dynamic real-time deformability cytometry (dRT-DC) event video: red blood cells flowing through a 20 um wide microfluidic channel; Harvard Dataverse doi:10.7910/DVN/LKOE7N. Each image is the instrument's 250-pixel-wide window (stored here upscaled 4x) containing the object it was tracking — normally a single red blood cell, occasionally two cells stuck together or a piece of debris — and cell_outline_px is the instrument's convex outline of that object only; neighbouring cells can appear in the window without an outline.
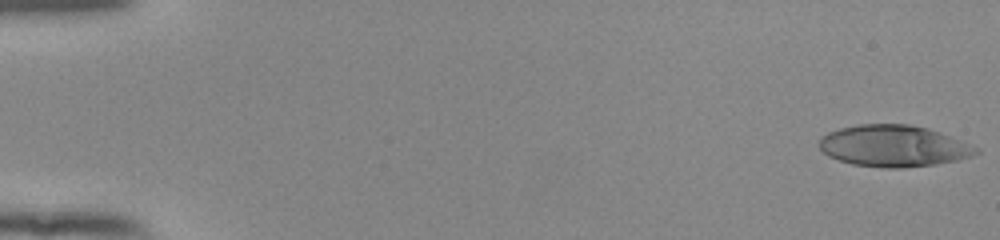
{"species": "human", "species_latin": "Homo sapiens", "temperature_condition": "room temperature", "stored_images_in_passage": 53, "camera_frame_rate_fps": 3000, "um_per_image_px": 0.085, "donor": {"sex": "female"}, "frame": {"image": 1, "passage_image": 1, "time_ms": 0.0, "image_size_px": [1000, 240], "cell_outline_px": [[980, 152], [972, 156], [960, 160], [936, 164], [900, 168], [888, 168], [852, 164], [828, 156], [820, 148], [820, 136], [828, 132], [840, 128], [860, 124], [908, 124], [928, 128], [940, 132], [972, 144], [980, 148]], "centroid_in_image_um": [76.0, 12.4], "position_along_channel_um": 9.0, "area_um2": 38.09}}
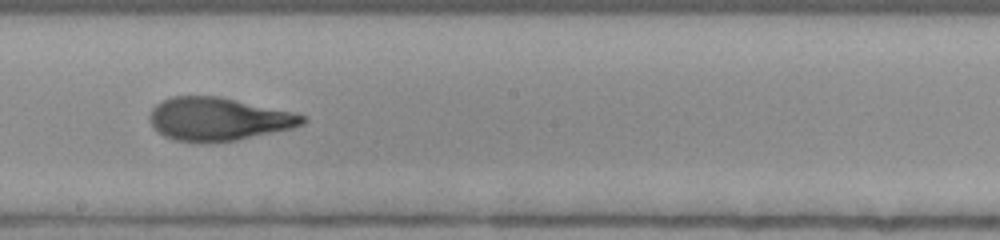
{"frame": {"image": 2, "passage_image": 31, "time_ms": 10.0, "image_size_px": [1000, 240], "cell_outline_px": [[308, 120], [304, 124], [292, 128], [236, 140], [200, 144], [176, 140], [164, 136], [152, 124], [148, 116], [152, 108], [160, 100], [172, 96], [220, 96], [292, 112], [308, 116]], "centroid_in_image_um": [18.55, 10.12], "position_along_channel_um": 229.6, "area_um2": 38.61}}
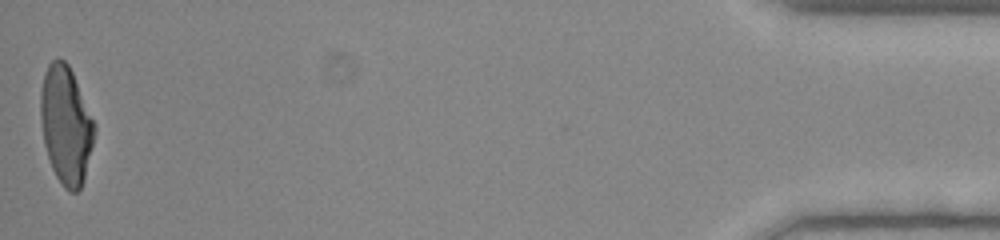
{"frame": {"image": 3, "passage_image": 53, "time_ms": 17.333, "image_size_px": [1000, 240], "cell_outline_px": [[96, 132], [84, 180], [80, 188], [76, 192], [68, 192], [64, 188], [56, 176], [52, 168], [44, 144], [40, 120], [40, 92], [44, 72], [48, 64], [56, 56], [60, 56], [68, 64], [72, 72], [96, 124]], "centroid_in_image_um": [5.6, 10.61], "position_along_channel_um": 429.6, "area_um2": 37.4}, "authors_computed_cell_mechanics": {"area_um2": 37.57, "velocity_mm_per_s": 3.9189, "shape_relaxation_time_tau1_ms": 7.674, "shape_relaxation_time_tau2_ms": 1.266, "deformation_change_tau1": 0.2866, "deformation_change_tau2": 0.0911}}